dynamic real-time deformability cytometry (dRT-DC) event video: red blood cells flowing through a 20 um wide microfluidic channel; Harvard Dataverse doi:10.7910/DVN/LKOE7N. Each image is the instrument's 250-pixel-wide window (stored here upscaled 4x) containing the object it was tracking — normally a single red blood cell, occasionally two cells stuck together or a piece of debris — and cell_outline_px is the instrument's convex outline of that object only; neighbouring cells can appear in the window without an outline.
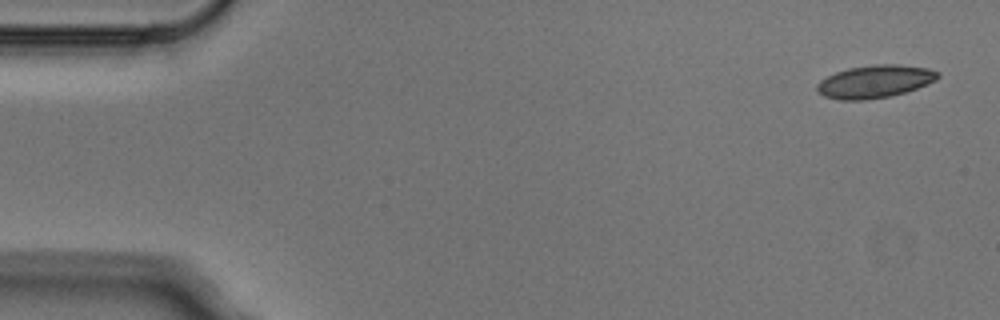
{"species": "Egyptian fruit bat (a non-hibernating species)", "species_latin": "Rousettus aegyptiacus", "temperature_condition": "cold", "stored_images_in_passage": 4, "camera_frame_rate_fps": 3000, "um_per_image_px": 0.085, "animal": {"sex": "male"}, "frame": {"image": 1, "passage_image": 1, "time_ms": 0.0, "image_size_px": [1000, 320], "cell_outline_px": [[940, 76], [936, 80], [916, 88], [904, 92], [888, 96], [864, 100], [840, 100], [824, 96], [816, 88], [816, 84], [820, 80], [836, 72], [848, 68], [872, 64], [900, 64], [928, 68], [940, 72]], "centroid_in_image_um": [74.36, 6.91], "position_along_channel_um": 10.6, "area_um2": 23.0}}
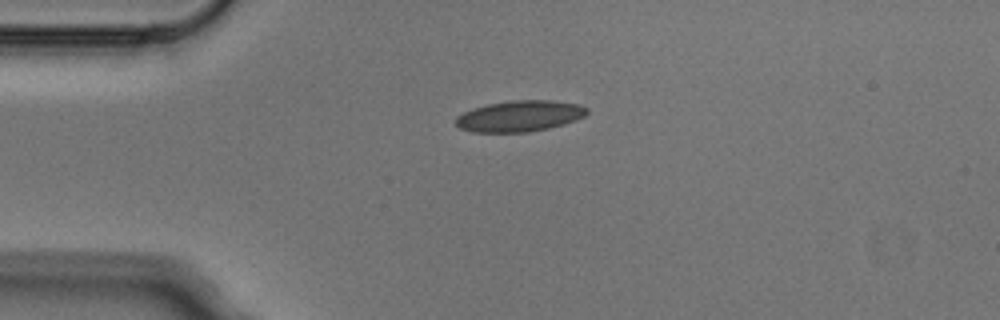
{"frame": {"image": 2, "passage_image": 3, "time_ms": 0.667, "image_size_px": [1000, 320], "cell_outline_px": [[588, 112], [584, 116], [576, 120], [564, 124], [548, 128], [528, 132], [472, 132], [460, 128], [456, 124], [456, 116], [472, 108], [488, 104], [512, 100], [552, 100], [580, 104], [588, 108]], "centroid_in_image_um": [44.18, 9.86], "position_along_channel_um": 40.8, "area_um2": 23.81}}